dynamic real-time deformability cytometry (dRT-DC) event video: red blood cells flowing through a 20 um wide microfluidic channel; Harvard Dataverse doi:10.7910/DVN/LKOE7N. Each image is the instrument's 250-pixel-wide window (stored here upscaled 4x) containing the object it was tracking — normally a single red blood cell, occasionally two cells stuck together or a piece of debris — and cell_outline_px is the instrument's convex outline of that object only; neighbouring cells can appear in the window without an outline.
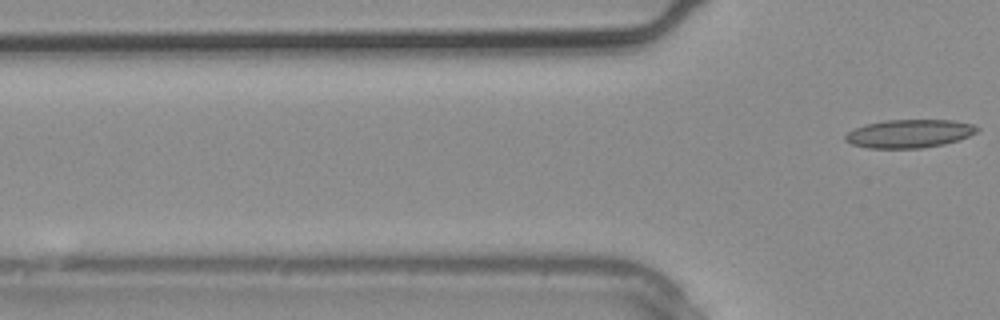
{"species": "common noctule bat (a hibernating species)", "species_latin": "Nyctalus noctula", "temperature_condition": "warm", "stored_images_in_passage": 3, "camera_frame_rate_fps": 3000, "um_per_image_px": 0.085, "animal": {"sex": "male", "body_mass_g": 20.4}, "frame": {"image": 1, "passage_image": 3, "time_ms": 0.667, "image_size_px": [1000, 320], "cell_outline_px": [[980, 128], [976, 132], [968, 136], [944, 144], [920, 148], [868, 148], [852, 144], [844, 140], [844, 136], [848, 132], [864, 124], [888, 120], [952, 120], [972, 124]], "centroid_in_image_um": [77.27, 11.35], "position_along_channel_um": 48.5, "area_um2": 21.56}}